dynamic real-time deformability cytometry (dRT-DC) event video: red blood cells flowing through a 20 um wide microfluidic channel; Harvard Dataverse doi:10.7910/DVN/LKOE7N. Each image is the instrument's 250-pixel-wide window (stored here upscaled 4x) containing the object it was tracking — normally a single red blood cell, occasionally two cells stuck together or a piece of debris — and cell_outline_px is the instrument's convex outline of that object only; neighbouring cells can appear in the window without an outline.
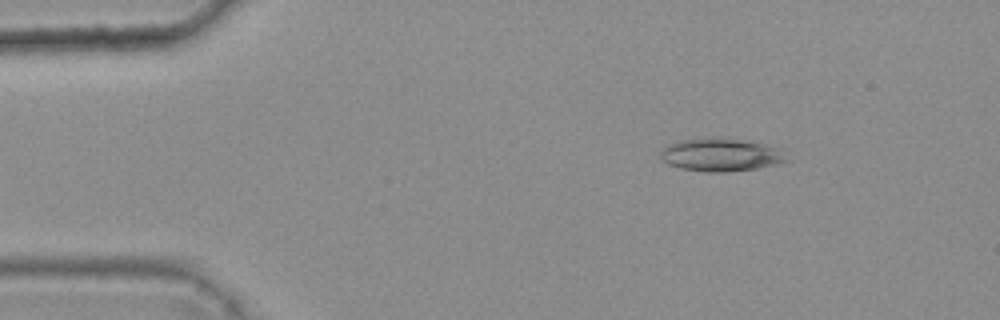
{"species": "common noctule bat (a hibernating species)", "species_latin": "Nyctalus noctula", "temperature_condition": "warm", "stored_images_in_passage": 4, "camera_frame_rate_fps": 3000, "um_per_image_px": 0.085, "animal": {"sex": "female", "body_mass_g": 25.1}, "frame": {"image": 1, "passage_image": 2, "time_ms": 0.333, "image_size_px": [1000, 320], "cell_outline_px": [[792, 160], [780, 164], [756, 168], [724, 172], [704, 172], [680, 168], [668, 164], [660, 156], [660, 152], [668, 144], [680, 140], [720, 136], [748, 140], [776, 148]], "centroid_in_image_um": [61.28, 13.15], "position_along_channel_um": 23.7, "area_um2": 24.51}}
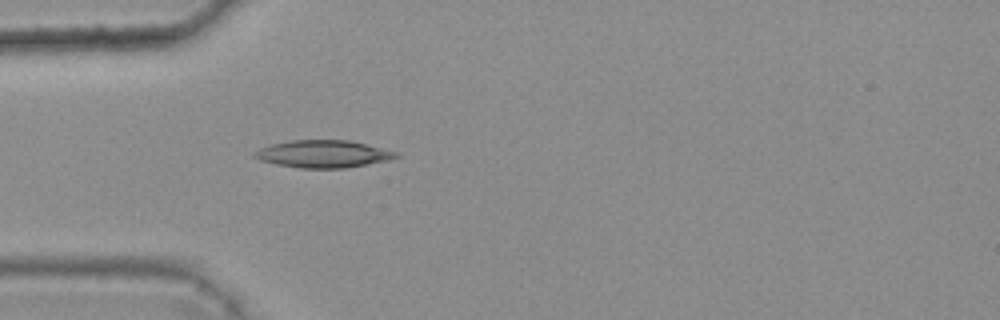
{"frame": {"image": 2, "passage_image": 4, "time_ms": 1.0, "image_size_px": [1000, 320], "cell_outline_px": [[400, 156], [388, 160], [344, 168], [300, 168], [276, 164], [260, 160], [252, 156], [252, 152], [260, 148], [272, 144], [292, 140], [352, 140], [400, 152]], "centroid_in_image_um": [27.49, 13.08], "position_along_channel_um": 57.5, "area_um2": 22.72}}